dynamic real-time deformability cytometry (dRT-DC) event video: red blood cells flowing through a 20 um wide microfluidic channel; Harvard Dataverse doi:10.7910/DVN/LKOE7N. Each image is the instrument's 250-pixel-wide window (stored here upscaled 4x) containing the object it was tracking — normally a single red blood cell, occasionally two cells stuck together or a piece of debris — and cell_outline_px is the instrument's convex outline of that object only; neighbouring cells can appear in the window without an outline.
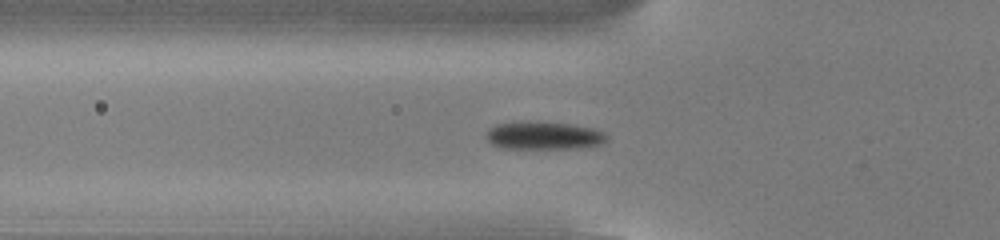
{"species": "common noctule bat (a hibernating species)", "species_latin": "Nyctalus noctula", "temperature_condition": "cold", "stored_images_in_passage": 54, "camera_frame_rate_fps": 3000, "um_per_image_px": 0.085, "animal": {"sex": "male", "body_mass_g": 13.0, "forearm_length_mm": 53.1}, "frame": {"image": 1, "passage_image": 19, "time_ms": 6.0, "image_size_px": [1000, 240], "cell_outline_px": [[608, 140], [600, 144], [580, 148], [500, 148], [492, 144], [484, 136], [496, 124], [572, 124], [596, 128], [604, 132], [608, 136]], "centroid_in_image_um": [46.31, 11.57], "position_along_channel_um": 79.5, "area_um2": 18.79}}
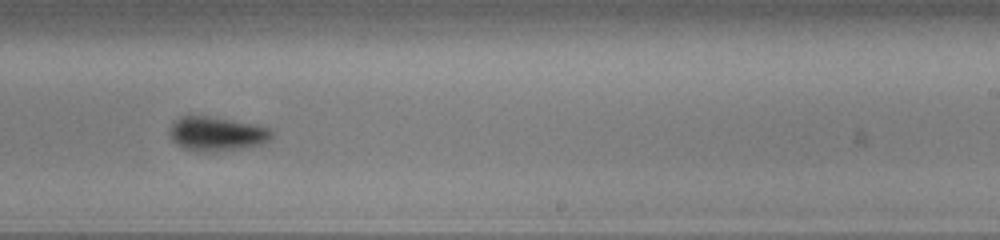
{"frame": {"image": 2, "passage_image": 34, "time_ms": 11.0, "image_size_px": [1000, 240], "cell_outline_px": [[276, 132], [272, 140], [260, 144], [236, 148], [204, 152], [196, 152], [184, 148], [176, 144], [172, 140], [168, 132], [172, 124], [180, 116], [208, 116], [256, 124], [272, 128]], "centroid_in_image_um": [18.45, 11.36], "position_along_channel_um": 270.5, "area_um2": 20.46}}
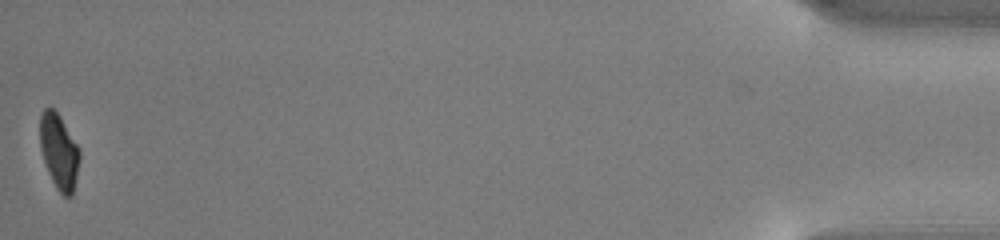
{"frame": {"image": 3, "passage_image": 54, "time_ms": 17.667, "image_size_px": [1000, 240], "cell_outline_px": [[80, 160], [72, 196], [64, 196], [56, 188], [48, 172], [40, 148], [40, 116], [44, 108], [52, 108], [60, 116], [80, 148]], "centroid_in_image_um": [5.03, 12.88], "position_along_channel_um": 430.2, "area_um2": 17.34}, "authors_computed_cell_mechanics": {"area_um2": 18.6983, "velocity_mm_per_s": 3.8217, "shape_relaxation_time_tau1_ms": 2.2334, "shape_relaxation_time_tau2_ms": null, "deformation_change_tau1": 0.1368, "deformation_change_tau2": null}}